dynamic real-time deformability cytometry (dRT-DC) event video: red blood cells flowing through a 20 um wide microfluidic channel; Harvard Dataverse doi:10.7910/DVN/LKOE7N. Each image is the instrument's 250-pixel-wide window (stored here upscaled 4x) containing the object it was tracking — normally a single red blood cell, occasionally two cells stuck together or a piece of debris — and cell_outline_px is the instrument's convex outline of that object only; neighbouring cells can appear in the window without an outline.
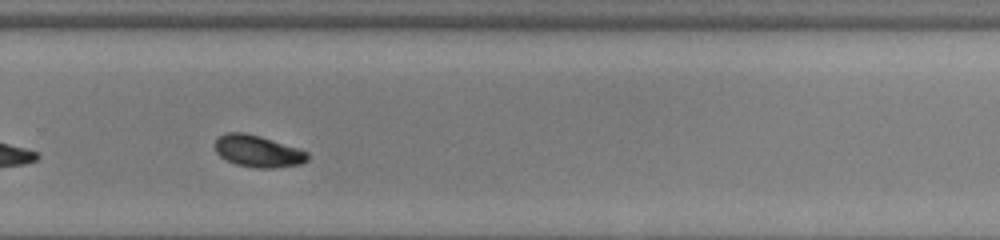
{"species": "common noctule bat (a hibernating species)", "species_latin": "Nyctalus noctula", "temperature_condition": "room temperature", "stored_images_in_passage": 31, "camera_frame_rate_fps": 3000, "um_per_image_px": 0.085, "animal": {"sex": "female", "body_mass_g": 22.0, "forearm_length_mm": 56.7}, "frame": {"image": 1, "passage_image": 22, "time_ms": 7.0, "image_size_px": [1000, 240], "cell_outline_px": [[308, 160], [300, 164], [276, 168], [252, 168], [236, 164], [224, 160], [216, 152], [212, 144], [224, 132], [244, 132], [260, 136], [300, 148], [308, 152]], "centroid_in_image_um": [21.89, 12.85], "position_along_channel_um": 307.9, "area_um2": 17.57}, "authors_computed_cell_mechanics": {"area_um2": 17.3978, "velocity_mm_per_s": 3.8374, "shape_relaxation_time_tau1_ms": 2.2493, "shape_relaxation_time_tau2_ms": null, "deformation_change_tau1": 0.1129, "deformation_change_tau2": null}}